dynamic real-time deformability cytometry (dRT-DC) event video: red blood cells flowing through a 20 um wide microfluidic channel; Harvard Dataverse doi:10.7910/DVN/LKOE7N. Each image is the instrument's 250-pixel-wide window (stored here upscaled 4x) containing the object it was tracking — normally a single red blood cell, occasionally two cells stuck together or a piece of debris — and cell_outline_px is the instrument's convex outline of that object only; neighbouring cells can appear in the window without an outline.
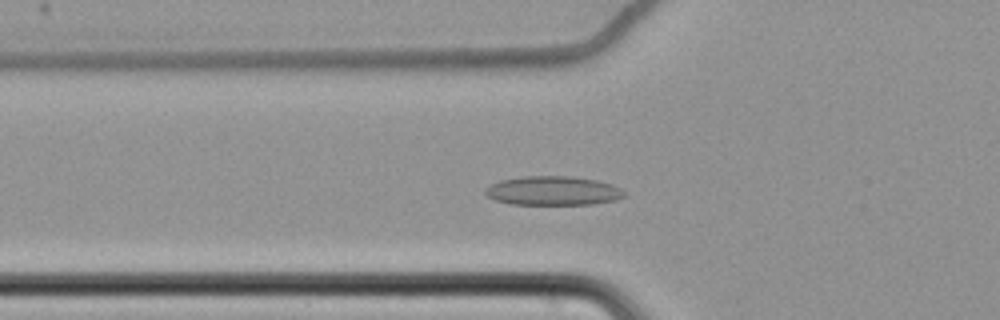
{"species": "common noctule bat (a hibernating species)", "species_latin": "Nyctalus noctula", "temperature_condition": "cold", "stored_images_in_passage": 59, "camera_frame_rate_fps": 3000, "um_per_image_px": 0.085, "animal": {"sex": "female", "body_mass_g": 22.7, "forearm_length_mm": 54.2}, "frame": {"image": 1, "passage_image": 20, "time_ms": 6.333, "image_size_px": [1000, 320], "cell_outline_px": [[624, 196], [616, 200], [592, 204], [512, 204], [496, 200], [488, 196], [484, 192], [492, 184], [500, 180], [524, 176], [572, 176], [596, 180], [612, 184], [620, 188], [624, 192]], "centroid_in_image_um": [47.03, 16.21], "position_along_channel_um": 78.8, "area_um2": 23.35}}
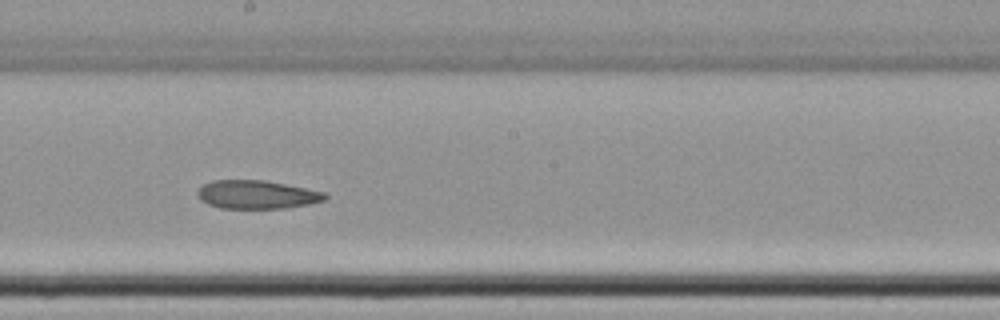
{"frame": {"image": 2, "passage_image": 33, "time_ms": 10.667, "image_size_px": [1000, 320], "cell_outline_px": [[328, 196], [324, 200], [308, 204], [284, 208], [220, 208], [208, 204], [200, 200], [196, 192], [204, 184], [212, 180], [264, 180], [324, 192]], "centroid_in_image_um": [21.79, 16.54], "position_along_channel_um": 226.4, "area_um2": 20.92}}
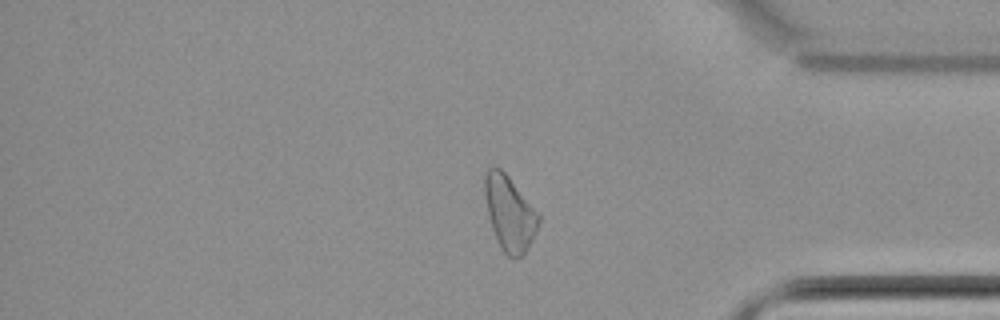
{"frame": {"image": 3, "passage_image": 49, "time_ms": 16.0, "image_size_px": [1000, 320], "cell_outline_px": [[540, 220], [532, 240], [524, 256], [516, 260], [508, 256], [500, 248], [496, 240], [492, 228], [488, 212], [484, 192], [484, 172], [492, 164], [496, 164], [508, 176], [540, 212]], "centroid_in_image_um": [43.32, 18.11], "position_along_channel_um": 391.9, "area_um2": 23.99}}